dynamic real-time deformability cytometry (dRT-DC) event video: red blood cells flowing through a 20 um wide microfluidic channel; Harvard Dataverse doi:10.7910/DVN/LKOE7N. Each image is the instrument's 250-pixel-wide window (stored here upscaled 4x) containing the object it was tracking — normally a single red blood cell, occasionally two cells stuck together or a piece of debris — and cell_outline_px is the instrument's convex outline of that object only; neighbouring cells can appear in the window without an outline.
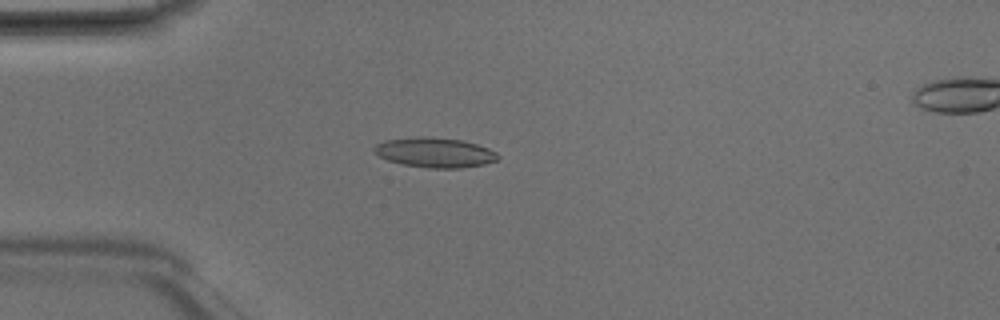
{"species": "Egyptian fruit bat (a non-hibernating species)", "species_latin": "Rousettus aegyptiacus", "temperature_condition": "room temperature", "stored_images_in_passage": 5, "camera_frame_rate_fps": 3000, "um_per_image_px": 0.085, "animal": {"sex": "male"}, "frame": {"image": 1, "passage_image": 4, "time_ms": 1.0, "image_size_px": [1000, 320], "cell_outline_px": [[500, 156], [496, 160], [484, 164], [460, 168], [428, 168], [404, 164], [388, 160], [372, 152], [372, 148], [376, 144], [384, 140], [416, 136], [420, 136], [464, 140], [488, 148], [496, 152]], "centroid_in_image_um": [36.93, 12.95], "position_along_channel_um": 48.1, "area_um2": 21.56}}